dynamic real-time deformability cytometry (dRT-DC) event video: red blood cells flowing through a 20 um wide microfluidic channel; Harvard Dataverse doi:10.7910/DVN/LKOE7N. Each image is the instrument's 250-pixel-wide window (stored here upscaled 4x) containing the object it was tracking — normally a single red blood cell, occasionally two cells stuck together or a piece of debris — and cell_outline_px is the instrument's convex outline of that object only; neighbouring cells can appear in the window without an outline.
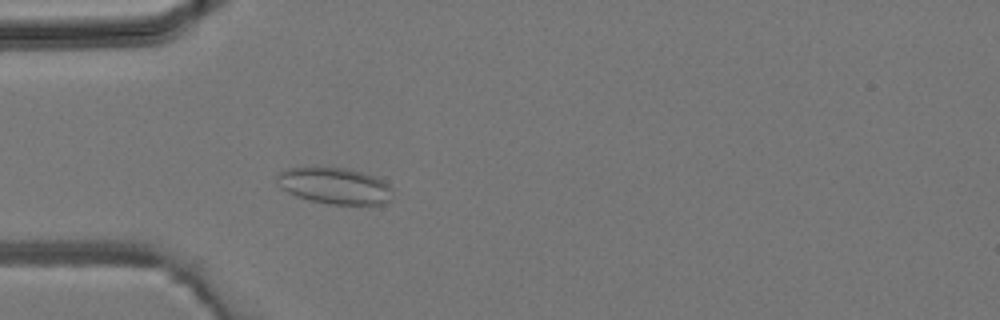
{"species": "common noctule bat (a hibernating species)", "species_latin": "Nyctalus noctula", "temperature_condition": "room temperature", "stored_images_in_passage": 25, "camera_frame_rate_fps": 3000, "um_per_image_px": 0.085, "animal": {"sex": "male", "body_mass_g": 19.2, "forearm_length_mm": 51.8}, "frame": {"image": 1, "passage_image": 1, "time_ms": 0.0, "image_size_px": [1000, 320], "cell_outline_px": [[392, 200], [384, 204], [328, 204], [296, 196], [280, 188], [276, 184], [276, 176], [280, 172], [288, 168], [316, 164], [344, 168], [376, 176], [388, 184], [392, 188]], "centroid_in_image_um": [28.41, 15.75], "position_along_channel_um": 56.6, "area_um2": 25.26}}
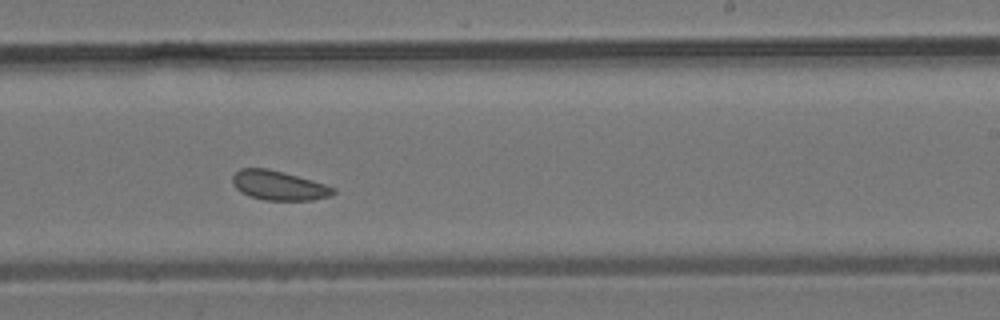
{"frame": {"image": 2, "passage_image": 15, "time_ms": 4.667, "image_size_px": [1000, 320], "cell_outline_px": [[336, 192], [332, 196], [312, 200], [264, 200], [248, 196], [240, 192], [232, 184], [232, 176], [240, 168], [268, 168], [284, 172], [312, 180], [336, 188]], "centroid_in_image_um": [23.68, 15.77], "position_along_channel_um": 265.3, "area_um2": 17.46}}
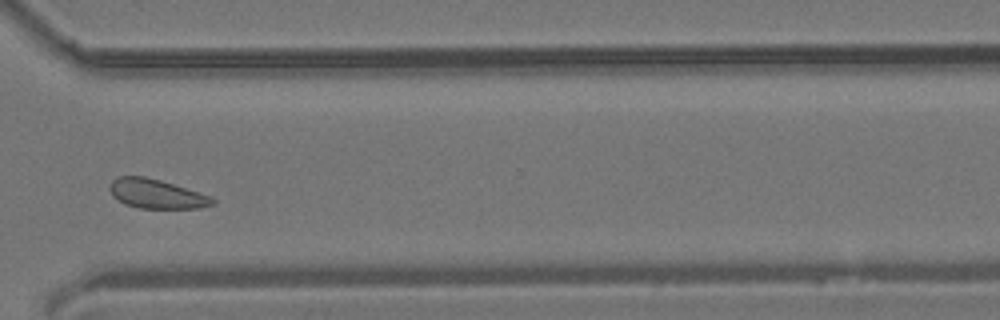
{"frame": {"image": 3, "passage_image": 21, "time_ms": 6.667, "image_size_px": [1000, 320], "cell_outline_px": [[216, 204], [200, 208], [140, 208], [124, 204], [116, 200], [112, 196], [108, 188], [112, 180], [116, 176], [144, 176], [160, 180], [212, 196], [216, 200]], "centroid_in_image_um": [13.28, 16.48], "position_along_channel_um": 357.3, "area_um2": 17.74}}